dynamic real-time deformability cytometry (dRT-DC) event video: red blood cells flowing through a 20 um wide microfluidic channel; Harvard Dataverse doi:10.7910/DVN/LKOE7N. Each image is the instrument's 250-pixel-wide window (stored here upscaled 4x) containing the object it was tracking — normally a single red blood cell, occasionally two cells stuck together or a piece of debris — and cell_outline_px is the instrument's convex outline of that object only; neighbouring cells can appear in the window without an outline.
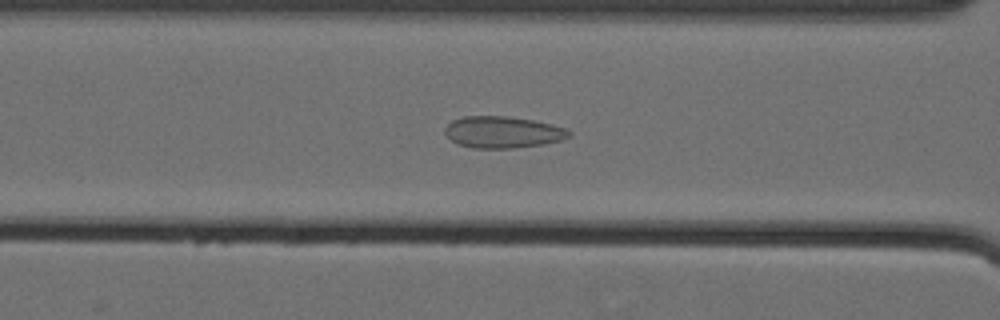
{"species": "Egyptian fruit bat (a non-hibernating species)", "species_latin": "Rousettus aegyptiacus", "temperature_condition": "cold", "stored_images_in_passage": 50, "camera_frame_rate_fps": 3000, "um_per_image_px": 0.085, "animal": {"sex": "female"}, "frame": {"image": 1, "passage_image": 18, "time_ms": 5.667, "image_size_px": [1000, 320], "cell_outline_px": [[572, 136], [560, 140], [544, 144], [512, 148], [472, 148], [456, 144], [444, 132], [444, 128], [452, 120], [464, 116], [508, 116], [532, 120], [552, 124], [564, 128], [572, 132]], "centroid_in_image_um": [42.73, 11.23], "position_along_channel_um": 123.9, "area_um2": 22.95}}
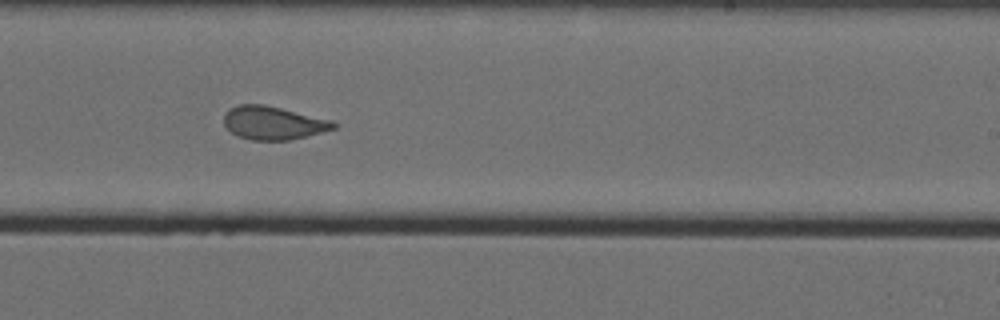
{"frame": {"image": 2, "passage_image": 30, "time_ms": 9.667, "image_size_px": [1000, 320], "cell_outline_px": [[336, 128], [288, 140], [252, 140], [236, 136], [224, 124], [224, 116], [228, 108], [240, 104], [264, 104], [332, 120], [336, 124]], "centroid_in_image_um": [23.19, 10.44], "position_along_channel_um": 265.8, "area_um2": 21.1}}
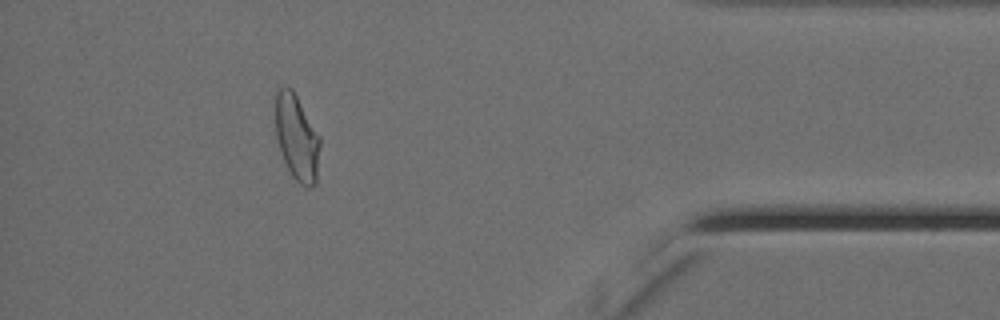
{"frame": {"image": 3, "passage_image": 45, "time_ms": 14.667, "image_size_px": [1000, 320], "cell_outline_px": [[320, 144], [316, 184], [308, 188], [300, 184], [292, 176], [280, 152], [276, 140], [276, 92], [284, 84], [288, 84], [292, 88], [320, 136]], "centroid_in_image_um": [25.23, 11.68], "position_along_channel_um": 410.0, "area_um2": 22.43}, "authors_computed_cell_mechanics": {"area_um2": 22.4842, "velocity_mm_per_s": 3.5469, "shape_relaxation_time_tau1_ms": null, "shape_relaxation_time_tau2_ms": 1.2605, "deformation_change_tau1": null, "deformation_change_tau2": 0.074}}